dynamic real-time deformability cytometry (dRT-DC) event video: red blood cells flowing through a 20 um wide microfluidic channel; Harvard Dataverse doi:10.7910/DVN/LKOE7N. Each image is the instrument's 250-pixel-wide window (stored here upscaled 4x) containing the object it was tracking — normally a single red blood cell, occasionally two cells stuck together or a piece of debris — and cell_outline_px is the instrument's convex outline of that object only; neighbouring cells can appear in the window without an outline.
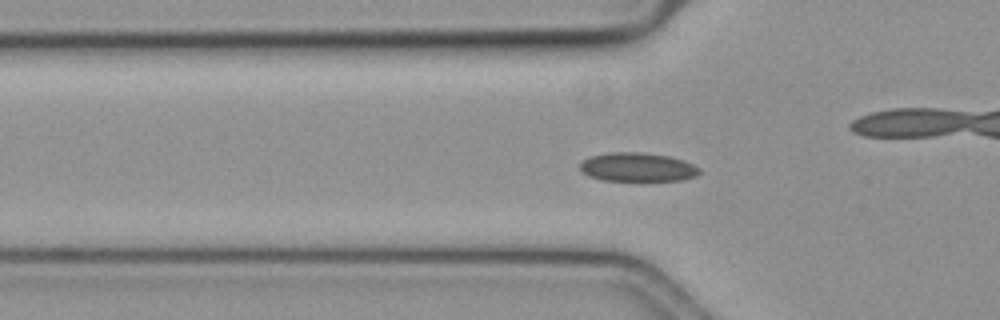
{"species": "common noctule bat (a hibernating species)", "species_latin": "Nyctalus noctula", "temperature_condition": "cold", "stored_images_in_passage": 59, "camera_frame_rate_fps": 3000, "um_per_image_px": 0.085, "animal": {"sex": "female", "body_mass_g": 19.3, "forearm_length_mm": 54.1}, "frame": {"image": 1, "passage_image": 19, "time_ms": 6.0, "image_size_px": [1000, 320], "cell_outline_px": [[700, 172], [696, 176], [684, 180], [600, 180], [588, 176], [580, 172], [580, 164], [588, 156], [608, 152], [640, 152], [668, 156], [684, 160], [700, 168]], "centroid_in_image_um": [54.15, 14.2], "position_along_channel_um": 71.6, "area_um2": 20.17}}
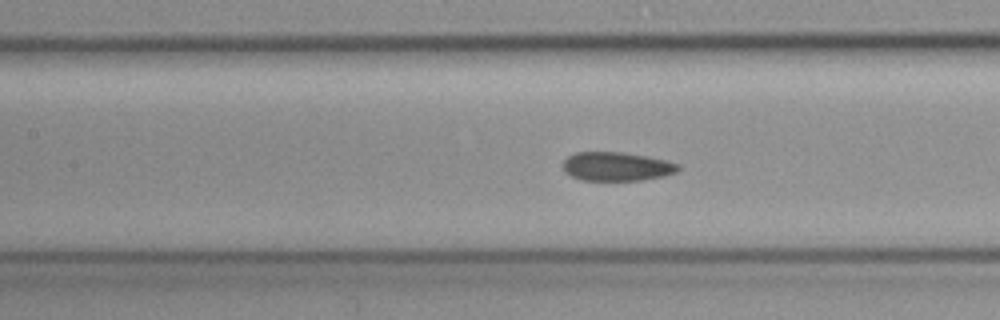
{"frame": {"image": 2, "passage_image": 26, "time_ms": 8.333, "image_size_px": [1000, 320], "cell_outline_px": [[680, 168], [676, 172], [664, 176], [640, 180], [580, 180], [564, 172], [560, 164], [568, 156], [576, 152], [620, 152], [648, 156], [680, 164]], "centroid_in_image_um": [52.38, 14.15], "position_along_channel_um": 155.0, "area_um2": 19.48}}
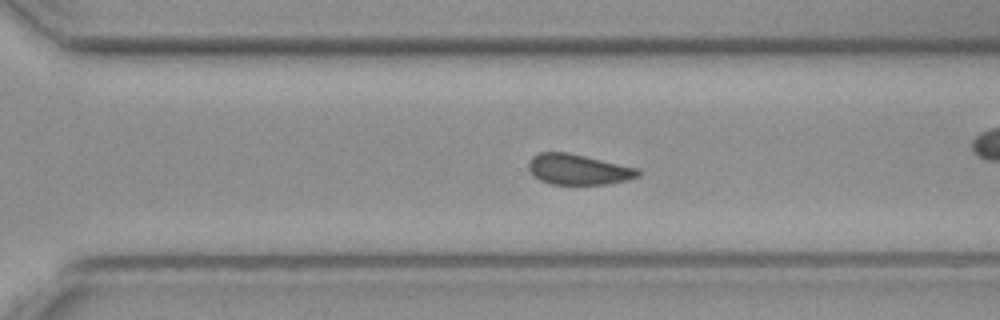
{"frame": {"image": 3, "passage_image": 40, "time_ms": 13.0, "image_size_px": [1000, 320], "cell_outline_px": [[640, 176], [628, 180], [608, 184], [552, 184], [540, 180], [528, 168], [528, 160], [532, 156], [540, 152], [568, 152], [640, 168]], "centroid_in_image_um": [49.19, 14.39], "position_along_channel_um": 321.4, "area_um2": 19.59}, "authors_computed_cell_mechanics": {"area_um2": 19.8832, "velocity_mm_per_s": 3.5779, "shape_relaxation_time_tau1_ms": 7.3125, "shape_relaxation_time_tau2_ms": 4.4643, "deformation_change_tau1": 0.0735, "deformation_change_tau2": 0.0786}}